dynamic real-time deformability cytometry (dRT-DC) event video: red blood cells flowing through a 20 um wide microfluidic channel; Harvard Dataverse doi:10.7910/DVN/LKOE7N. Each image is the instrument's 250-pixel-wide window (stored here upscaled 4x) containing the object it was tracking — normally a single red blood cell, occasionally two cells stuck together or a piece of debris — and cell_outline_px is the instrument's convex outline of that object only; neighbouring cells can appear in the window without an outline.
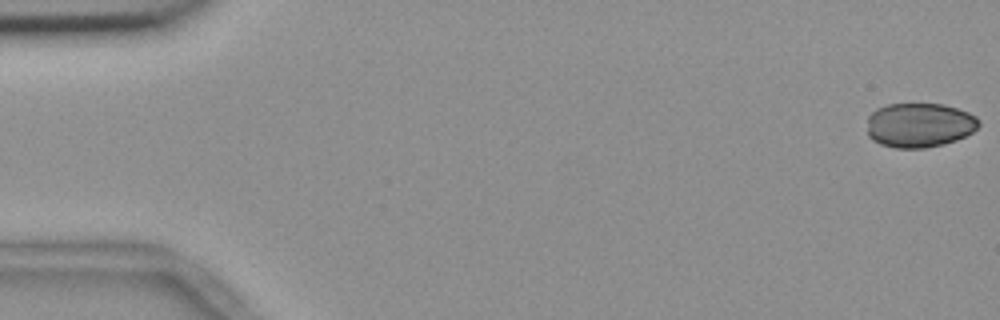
{"species": "common noctule bat (a hibernating species)", "species_latin": "Nyctalus noctula", "temperature_condition": "room temperature", "stored_images_in_passage": 55, "camera_frame_rate_fps": 3000, "um_per_image_px": 0.085, "animal": {"sex": "female", "body_mass_g": 18.4}, "frame": {"image": 1, "passage_image": 1, "time_ms": 0.0, "image_size_px": [1000, 320], "cell_outline_px": [[980, 124], [972, 132], [956, 140], [944, 144], [924, 148], [896, 148], [880, 144], [872, 140], [868, 136], [868, 116], [876, 108], [888, 104], [944, 104], [968, 112], [976, 116], [980, 120]], "centroid_in_image_um": [78.14, 10.63], "position_along_channel_um": 6.9, "area_um2": 29.07}}
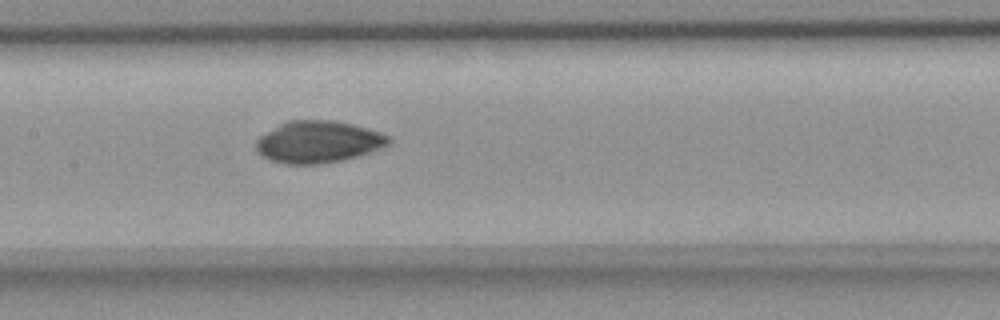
{"frame": {"image": 2, "passage_image": 27, "time_ms": 8.667, "image_size_px": [1000, 320], "cell_outline_px": [[392, 140], [388, 144], [380, 148], [356, 156], [340, 160], [316, 164], [284, 164], [272, 160], [264, 156], [256, 148], [256, 140], [260, 136], [280, 124], [288, 120], [332, 120], [352, 124], [380, 132], [388, 136]], "centroid_in_image_um": [27.04, 12.05], "position_along_channel_um": 180.4, "area_um2": 31.91}}
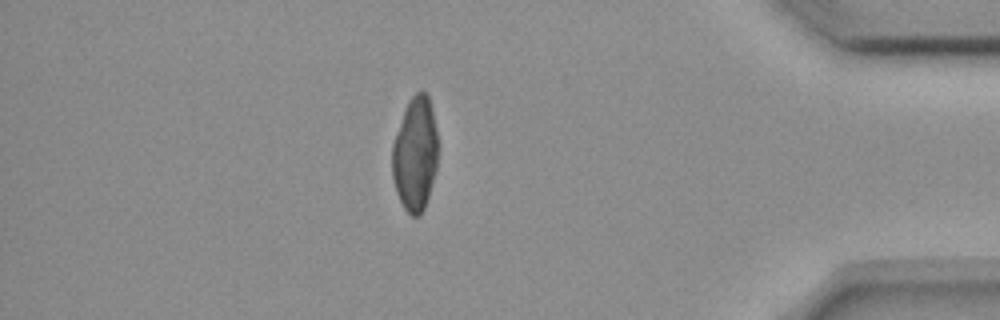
{"frame": {"image": 3, "passage_image": 48, "time_ms": 15.667, "image_size_px": [1000, 320], "cell_outline_px": [[440, 148], [436, 168], [428, 196], [424, 208], [420, 216], [412, 216], [404, 208], [396, 192], [392, 176], [392, 144], [404, 108], [408, 100], [416, 92], [424, 92], [428, 96], [432, 108]], "centroid_in_image_um": [35.3, 13.07], "position_along_channel_um": 399.9, "area_um2": 30.81}}